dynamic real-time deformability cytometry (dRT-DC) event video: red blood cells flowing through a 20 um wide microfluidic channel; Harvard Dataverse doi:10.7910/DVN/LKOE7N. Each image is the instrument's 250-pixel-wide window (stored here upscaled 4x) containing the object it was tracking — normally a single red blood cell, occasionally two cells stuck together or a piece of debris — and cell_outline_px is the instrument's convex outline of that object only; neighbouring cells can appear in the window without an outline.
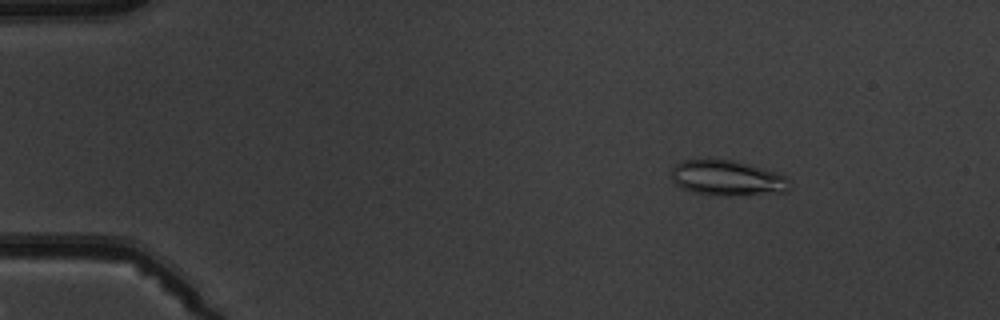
{"species": "common noctule bat (a hibernating species)", "species_latin": "Nyctalus noctula", "temperature_condition": "warm", "stored_images_in_passage": 5, "camera_frame_rate_fps": 3000, "um_per_image_px": 0.085, "animal": {"sex": "male", "body_mass_g": 19.5, "forearm_length_mm": 54.6}, "frame": {"image": 1, "passage_image": 3, "time_ms": 2.333, "image_size_px": [1000, 320], "cell_outline_px": [[788, 192], [736, 196], [716, 196], [692, 192], [680, 188], [672, 180], [672, 168], [676, 164], [684, 160], [712, 156], [732, 160], [764, 168], [788, 176]], "centroid_in_image_um": [61.79, 15.12], "position_along_channel_um": 23.2, "area_um2": 25.26}}